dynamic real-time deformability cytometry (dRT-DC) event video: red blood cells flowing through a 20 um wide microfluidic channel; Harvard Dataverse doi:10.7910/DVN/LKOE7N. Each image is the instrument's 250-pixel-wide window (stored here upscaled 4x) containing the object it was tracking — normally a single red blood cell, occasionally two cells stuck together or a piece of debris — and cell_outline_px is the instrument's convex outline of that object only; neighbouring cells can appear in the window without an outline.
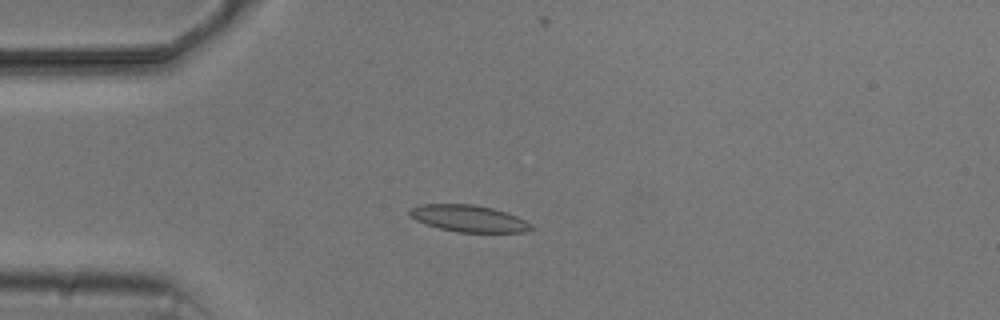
{"species": "common noctule bat (a hibernating species)", "species_latin": "Nyctalus noctula", "temperature_condition": "cold", "stored_images_in_passage": 6, "camera_frame_rate_fps": 3000, "um_per_image_px": 0.085, "animal": {"sex": "male", "body_mass_g": 20.5, "forearm_length_mm": 52.5}, "frame": {"image": 1, "passage_image": 4, "time_ms": 3.333, "image_size_px": [1000, 320], "cell_outline_px": [[536, 228], [524, 232], [456, 232], [440, 228], [416, 220], [408, 212], [412, 208], [424, 204], [472, 204], [492, 208], [516, 216], [532, 224]], "centroid_in_image_um": [39.88, 18.58], "position_along_channel_um": 45.1, "area_um2": 18.67}}
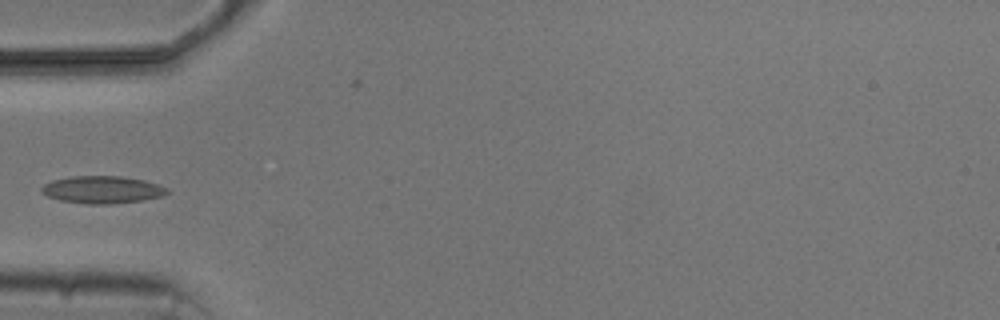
{"frame": {"image": 2, "passage_image": 5, "time_ms": 4.667, "image_size_px": [1000, 320], "cell_outline_px": [[168, 192], [164, 196], [144, 200], [112, 204], [88, 204], [60, 200], [48, 196], [40, 188], [44, 184], [52, 180], [72, 176], [120, 176], [144, 180], [168, 188]], "centroid_in_image_um": [8.72, 16.12], "position_along_channel_um": 76.3, "area_um2": 20.0}}
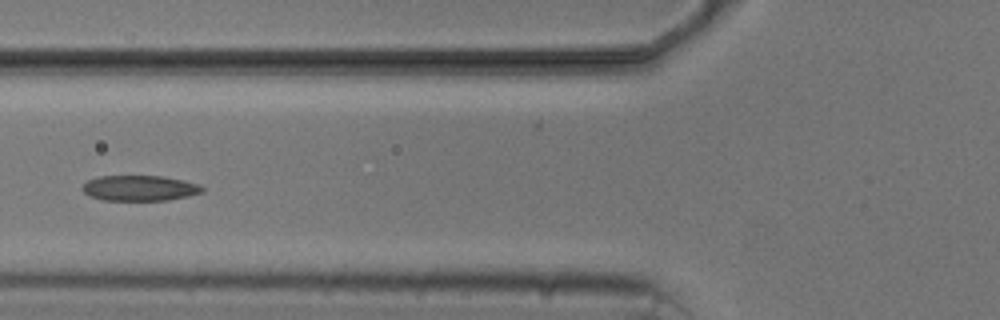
{"frame": {"image": 3, "passage_image": 6, "time_ms": 5.667, "image_size_px": [1000, 320], "cell_outline_px": [[204, 192], [188, 196], [168, 200], [104, 200], [88, 196], [80, 188], [88, 180], [100, 176], [164, 176], [200, 184], [204, 188]], "centroid_in_image_um": [11.88, 15.99], "position_along_channel_um": 113.9, "area_um2": 17.86}}